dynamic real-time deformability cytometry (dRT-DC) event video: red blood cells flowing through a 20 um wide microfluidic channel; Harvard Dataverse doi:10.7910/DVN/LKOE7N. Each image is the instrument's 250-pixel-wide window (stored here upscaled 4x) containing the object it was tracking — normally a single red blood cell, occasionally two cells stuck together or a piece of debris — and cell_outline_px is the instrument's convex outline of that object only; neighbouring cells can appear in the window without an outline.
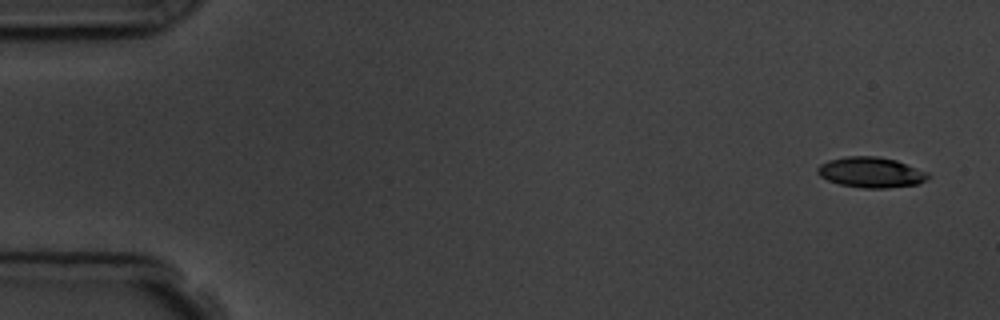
{"species": "common noctule bat (a hibernating species)", "species_latin": "Nyctalus noctula", "temperature_condition": "room temperature", "stored_images_in_passage": 4, "camera_frame_rate_fps": 3000, "um_per_image_px": 0.085, "animal": {"sex": "male", "body_mass_g": 19.5, "forearm_length_mm": 54.6}, "frame": {"image": 1, "passage_image": 1, "time_ms": 0.0, "image_size_px": [1000, 320], "cell_outline_px": [[928, 176], [924, 180], [916, 184], [884, 188], [864, 188], [840, 184], [828, 180], [820, 176], [816, 172], [816, 168], [820, 164], [828, 160], [844, 156], [876, 156], [896, 160], [928, 172]], "centroid_in_image_um": [73.98, 14.63], "position_along_channel_um": 11.0, "area_um2": 19.48}}
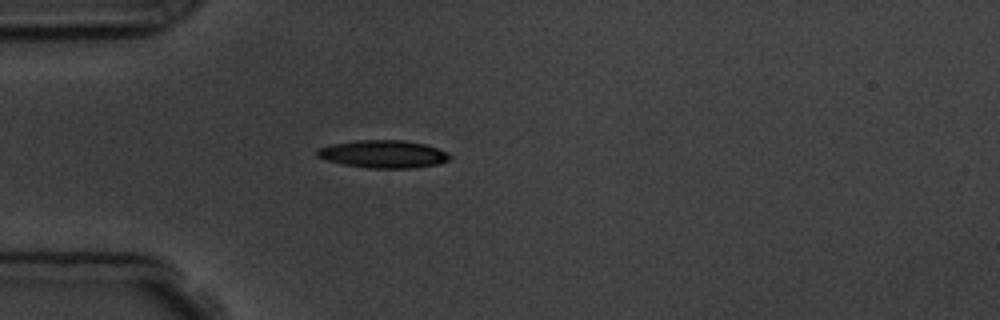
{"frame": {"image": 2, "passage_image": 4, "time_ms": 4.333, "image_size_px": [1000, 320], "cell_outline_px": [[452, 156], [448, 160], [436, 164], [408, 168], [368, 168], [344, 164], [328, 160], [316, 156], [316, 148], [332, 144], [356, 140], [404, 140], [424, 144], [448, 152]], "centroid_in_image_um": [32.55, 13.09], "position_along_channel_um": 52.4, "area_um2": 21.27}}